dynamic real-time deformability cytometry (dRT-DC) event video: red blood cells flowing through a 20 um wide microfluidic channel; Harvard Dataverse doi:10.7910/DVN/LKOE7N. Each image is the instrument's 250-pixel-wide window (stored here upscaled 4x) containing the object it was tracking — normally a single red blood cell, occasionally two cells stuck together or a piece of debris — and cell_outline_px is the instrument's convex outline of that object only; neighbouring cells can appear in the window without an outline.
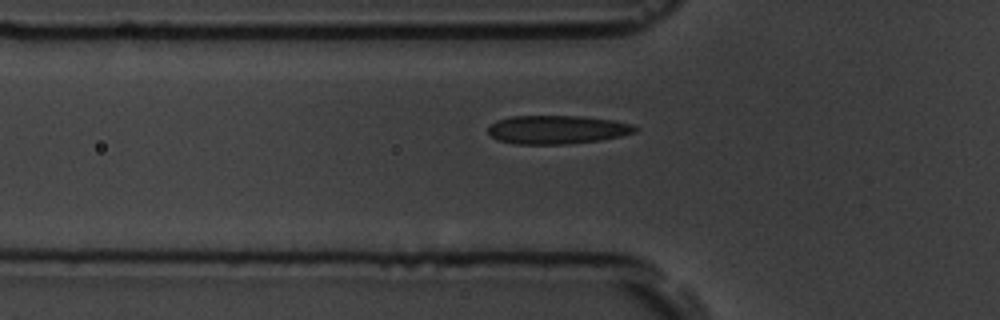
{"species": "common noctule bat (a hibernating species)", "species_latin": "Nyctalus noctula", "temperature_condition": "room temperature", "stored_images_in_passage": 6, "camera_frame_rate_fps": 3000, "um_per_image_px": 0.085, "animal": {"sex": "male", "body_mass_g": 19.5, "forearm_length_mm": 54.6}, "frame": {"image": 1, "passage_image": 6, "time_ms": 7.333, "image_size_px": [1000, 320], "cell_outline_px": [[640, 128], [636, 132], [620, 136], [600, 140], [564, 144], [516, 144], [496, 140], [488, 132], [488, 128], [496, 120], [512, 116], [580, 116], [616, 120], [632, 124]], "centroid_in_image_um": [47.37, 11.01], "position_along_channel_um": 78.4, "area_um2": 24.57}}